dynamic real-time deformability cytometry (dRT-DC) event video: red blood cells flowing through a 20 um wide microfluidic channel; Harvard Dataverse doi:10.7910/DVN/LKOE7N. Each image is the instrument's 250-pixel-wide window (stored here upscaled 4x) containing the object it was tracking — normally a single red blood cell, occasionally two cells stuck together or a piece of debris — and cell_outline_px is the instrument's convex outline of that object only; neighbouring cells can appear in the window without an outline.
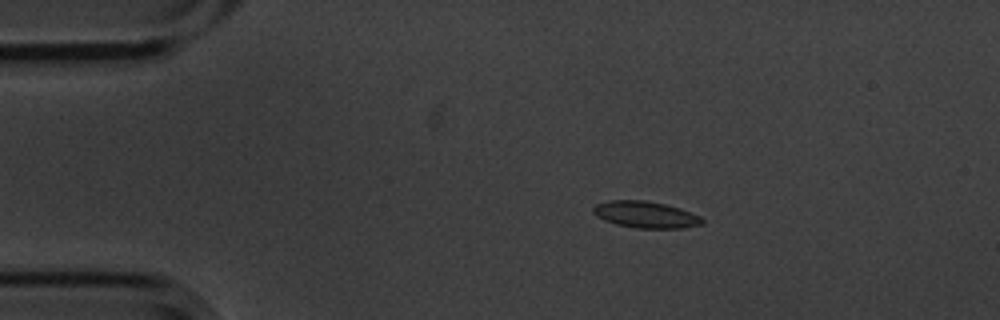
{"species": "common noctule bat (a hibernating species)", "species_latin": "Nyctalus noctula", "temperature_condition": "cold", "stored_images_in_passage": 6, "camera_frame_rate_fps": 3000, "um_per_image_px": 0.085, "animal": {"sex": "male", "body_mass_g": 20.1, "forearm_length_mm": 53.5}, "frame": {"image": 1, "passage_image": 3, "time_ms": 0.667, "image_size_px": [1000, 320], "cell_outline_px": [[704, 224], [684, 228], [636, 228], [616, 224], [604, 220], [596, 216], [592, 212], [592, 208], [596, 204], [608, 200], [644, 200], [664, 204], [680, 208], [700, 216], [704, 220]], "centroid_in_image_um": [54.87, 18.24], "position_along_channel_um": 30.1, "area_um2": 16.99}}
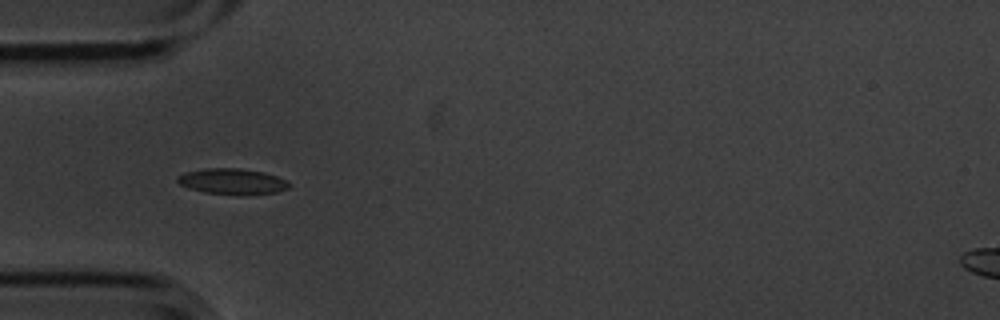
{"frame": {"image": 2, "passage_image": 5, "time_ms": 1.333, "image_size_px": [1000, 320], "cell_outline_px": [[292, 184], [288, 188], [276, 192], [204, 192], [188, 188], [180, 184], [176, 180], [176, 176], [184, 172], [204, 168], [240, 168], [264, 172], [288, 180]], "centroid_in_image_um": [19.7, 15.36], "position_along_channel_um": 65.3, "area_um2": 16.13}}
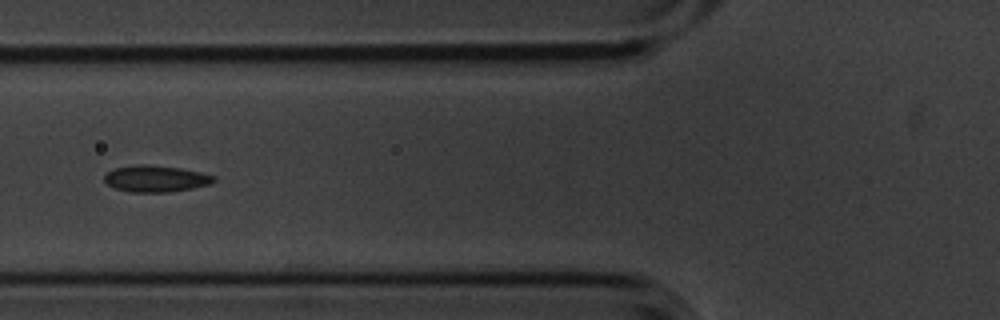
{"frame": {"image": 3, "passage_image": 6, "time_ms": 1.667, "image_size_px": [1000, 320], "cell_outline_px": [[216, 180], [212, 184], [192, 188], [168, 192], [128, 192], [116, 188], [108, 184], [104, 180], [104, 176], [112, 168], [136, 164], [148, 164], [180, 168], [200, 172], [216, 176]], "centroid_in_image_um": [13.25, 15.18], "position_along_channel_um": 112.6, "area_um2": 17.05}}